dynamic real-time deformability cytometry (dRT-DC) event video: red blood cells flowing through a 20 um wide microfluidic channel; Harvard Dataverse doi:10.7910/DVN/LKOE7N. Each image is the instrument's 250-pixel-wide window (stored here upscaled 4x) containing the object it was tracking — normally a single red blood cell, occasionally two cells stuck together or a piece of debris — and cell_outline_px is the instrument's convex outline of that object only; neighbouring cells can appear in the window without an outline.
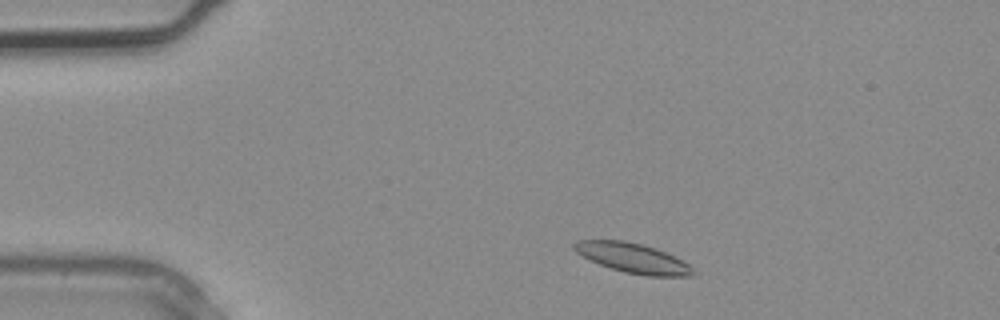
{"species": "common noctule bat (a hibernating species)", "species_latin": "Nyctalus noctula", "temperature_condition": "warm", "stored_images_in_passage": 2, "segment_of_instrument_passage": [2, 2], "camera_frame_rate_fps": 3000, "um_per_image_px": 0.085, "animal": {"sex": "male", "body_mass_g": 20.4}, "frame": {"image": 1, "passage_image": 2, "time_ms": 0.333, "image_size_px": [1000, 320], "cell_outline_px": [[696, 276], [648, 276], [624, 272], [600, 264], [576, 252], [572, 248], [572, 244], [576, 240], [624, 240], [656, 248], [688, 264], [696, 272]], "centroid_in_image_um": [53.79, 21.93], "position_along_channel_um": 31.2, "area_um2": 20.35}}